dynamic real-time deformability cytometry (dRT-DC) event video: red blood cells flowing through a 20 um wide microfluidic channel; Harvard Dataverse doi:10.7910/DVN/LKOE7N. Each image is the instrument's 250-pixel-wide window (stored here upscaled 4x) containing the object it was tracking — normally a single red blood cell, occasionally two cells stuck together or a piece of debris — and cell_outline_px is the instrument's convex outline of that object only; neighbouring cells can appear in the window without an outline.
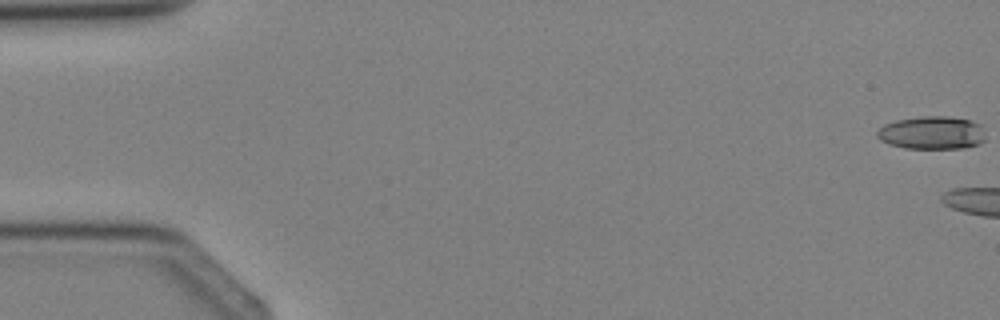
{"species": "Egyptian fruit bat (a non-hibernating species)", "species_latin": "Rousettus aegyptiacus", "temperature_condition": "cold", "stored_images_in_passage": 4, "camera_frame_rate_fps": 3000, "um_per_image_px": 0.085, "animal": {"sex": "female"}, "frame": {"image": 1, "passage_image": 1, "time_ms": 0.0, "image_size_px": [1000, 320], "cell_outline_px": [[984, 140], [980, 144], [964, 148], [904, 148], [888, 144], [880, 140], [876, 136], [876, 132], [884, 124], [896, 120], [920, 116], [944, 116], [972, 120], [980, 124]], "centroid_in_image_um": [79.18, 11.28], "position_along_channel_um": 5.8, "area_um2": 20.92}}